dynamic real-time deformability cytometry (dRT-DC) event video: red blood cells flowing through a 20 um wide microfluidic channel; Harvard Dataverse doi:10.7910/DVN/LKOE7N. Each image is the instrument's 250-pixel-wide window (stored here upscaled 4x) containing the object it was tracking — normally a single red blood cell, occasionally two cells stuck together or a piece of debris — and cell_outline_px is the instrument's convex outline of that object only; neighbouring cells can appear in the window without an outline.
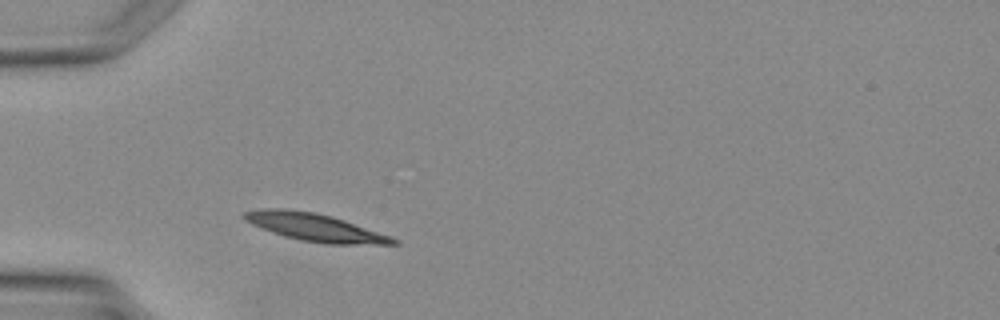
{"species": "Egyptian fruit bat (a non-hibernating species)", "species_latin": "Rousettus aegyptiacus", "temperature_condition": "warm", "stored_images_in_passage": 3, "camera_frame_rate_fps": 3000, "um_per_image_px": 0.085, "animal": {"sex": "female"}, "frame": {"image": 1, "passage_image": 3, "time_ms": 2.333, "image_size_px": [1000, 320], "cell_outline_px": [[400, 244], [324, 244], [300, 240], [284, 236], [260, 228], [244, 220], [240, 216], [240, 212], [264, 208], [284, 208], [316, 212], [332, 216], [392, 236], [400, 240]], "centroid_in_image_um": [26.74, 19.31], "position_along_channel_um": 58.3, "area_um2": 24.39}}